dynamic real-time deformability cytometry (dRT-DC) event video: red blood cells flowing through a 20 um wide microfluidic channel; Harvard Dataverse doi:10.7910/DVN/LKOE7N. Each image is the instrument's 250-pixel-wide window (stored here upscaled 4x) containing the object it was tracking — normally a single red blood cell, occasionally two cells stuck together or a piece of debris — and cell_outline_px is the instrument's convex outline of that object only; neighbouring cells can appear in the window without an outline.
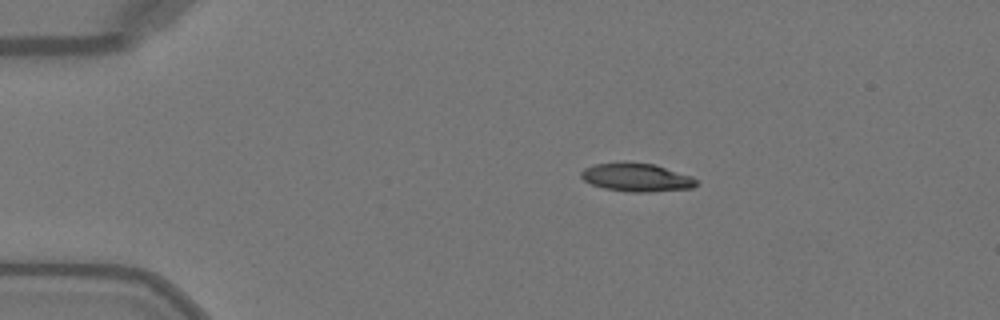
{"species": "Egyptian fruit bat (a non-hibernating species)", "species_latin": "Rousettus aegyptiacus", "temperature_condition": "warm", "stored_images_in_passage": 28, "camera_frame_rate_fps": 3000, "um_per_image_px": 0.085, "animal": {"sex": "female"}, "frame": {"image": 1, "passage_image": 1, "time_ms": 0.0, "image_size_px": [1000, 320], "cell_outline_px": [[696, 184], [692, 188], [648, 192], [632, 192], [604, 188], [592, 184], [584, 180], [580, 176], [580, 172], [584, 168], [592, 164], [656, 164], [692, 176], [696, 180]], "centroid_in_image_um": [54.12, 15.1], "position_along_channel_um": 30.9, "area_um2": 18.5}}
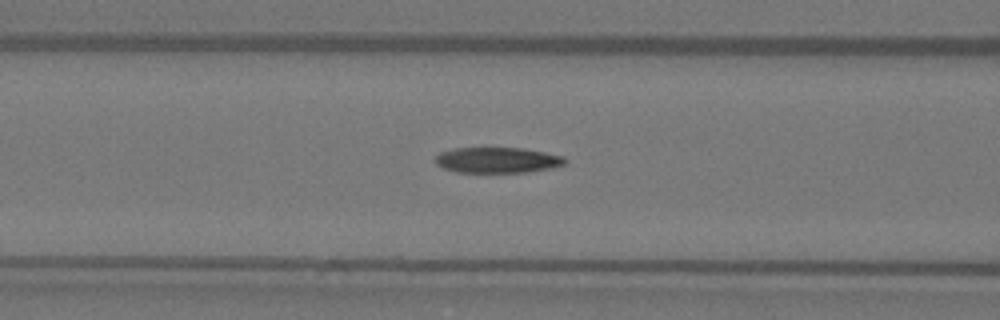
{"frame": {"image": 2, "passage_image": 12, "time_ms": 3.667, "image_size_px": [1000, 320], "cell_outline_px": [[568, 160], [564, 164], [552, 168], [524, 172], [456, 172], [444, 168], [436, 164], [436, 156], [440, 152], [452, 148], [520, 148], [544, 152], [564, 156]], "centroid_in_image_um": [42.28, 13.6], "position_along_channel_um": 124.3, "area_um2": 19.31}}
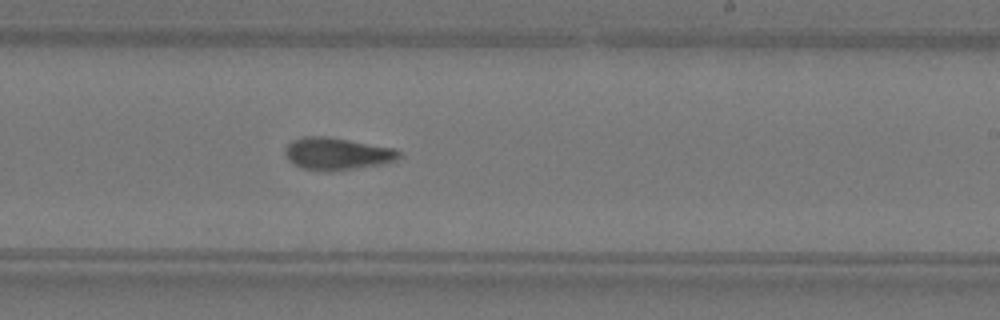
{"frame": {"image": 3, "passage_image": 22, "time_ms": 7.0, "image_size_px": [1000, 320], "cell_outline_px": [[400, 160], [380, 164], [332, 172], [324, 172], [300, 168], [292, 164], [288, 160], [284, 152], [284, 148], [292, 140], [304, 136], [328, 136], [396, 148], [400, 152]], "centroid_in_image_um": [28.63, 13.07], "position_along_channel_um": 260.4, "area_um2": 21.91}}